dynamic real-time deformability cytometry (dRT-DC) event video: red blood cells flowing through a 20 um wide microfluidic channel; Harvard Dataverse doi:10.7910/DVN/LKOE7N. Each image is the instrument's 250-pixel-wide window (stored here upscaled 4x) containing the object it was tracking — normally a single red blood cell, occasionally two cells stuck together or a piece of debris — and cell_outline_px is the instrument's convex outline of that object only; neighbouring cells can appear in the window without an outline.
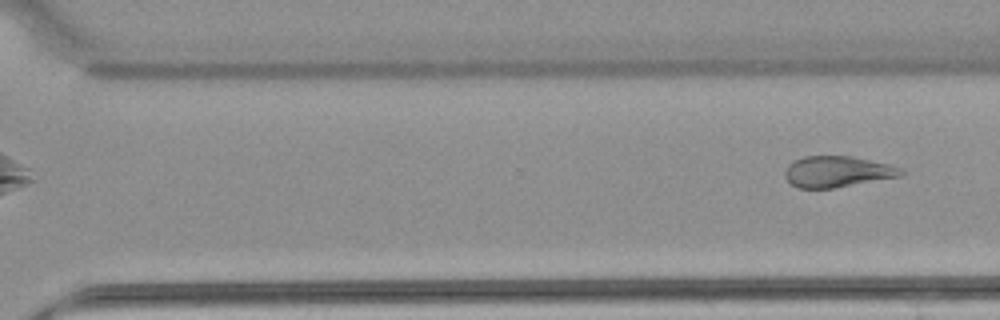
{"species": "common noctule bat (a hibernating species)", "species_latin": "Nyctalus noctula", "temperature_condition": "warm", "stored_images_in_passage": 9, "segment_of_instrument_passage": [2, 2], "camera_frame_rate_fps": 3000, "um_per_image_px": 0.085, "animal": {"sex": "female", "body_mass_g": 22.7, "forearm_length_mm": 54.2}, "frame": {"image": 1, "passage_image": 9, "time_ms": 10.333, "image_size_px": [1000, 320], "cell_outline_px": [[904, 176], [832, 188], [796, 188], [784, 176], [784, 172], [788, 164], [804, 156], [852, 156], [888, 164], [900, 168], [904, 172]], "centroid_in_image_um": [71.17, 14.59], "position_along_channel_um": 299.4, "area_um2": 20.98}}